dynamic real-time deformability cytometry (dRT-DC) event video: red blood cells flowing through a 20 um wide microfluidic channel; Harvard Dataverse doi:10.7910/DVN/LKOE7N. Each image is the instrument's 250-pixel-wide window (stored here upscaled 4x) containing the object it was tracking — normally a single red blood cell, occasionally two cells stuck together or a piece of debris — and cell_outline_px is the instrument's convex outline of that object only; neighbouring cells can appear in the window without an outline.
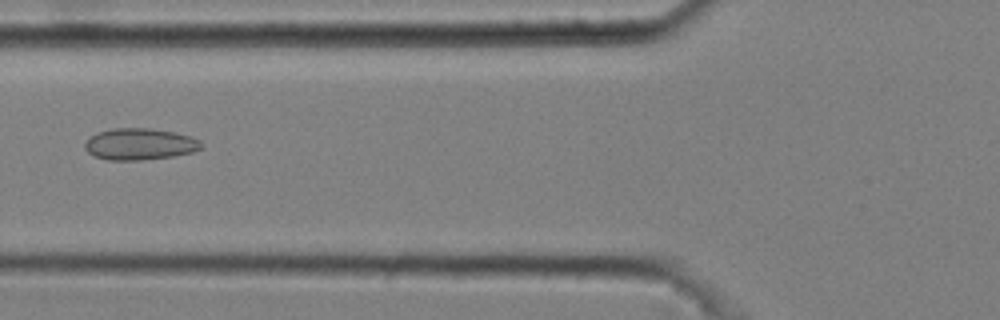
{"species": "common noctule bat (a hibernating species)", "species_latin": "Nyctalus noctula", "temperature_condition": "cold", "stored_images_in_passage": 7, "camera_frame_rate_fps": 3000, "um_per_image_px": 0.085, "animal": {"sex": "male", "body_mass_g": 20.4}, "frame": {"image": 1, "passage_image": 7, "time_ms": 2.0, "image_size_px": [1000, 320], "cell_outline_px": [[204, 144], [200, 148], [192, 152], [172, 156], [140, 160], [108, 160], [96, 156], [88, 152], [84, 148], [84, 144], [96, 132], [112, 128], [152, 128], [192, 136], [200, 140]], "centroid_in_image_um": [11.89, 12.24], "position_along_channel_um": 113.9, "area_um2": 21.39}}